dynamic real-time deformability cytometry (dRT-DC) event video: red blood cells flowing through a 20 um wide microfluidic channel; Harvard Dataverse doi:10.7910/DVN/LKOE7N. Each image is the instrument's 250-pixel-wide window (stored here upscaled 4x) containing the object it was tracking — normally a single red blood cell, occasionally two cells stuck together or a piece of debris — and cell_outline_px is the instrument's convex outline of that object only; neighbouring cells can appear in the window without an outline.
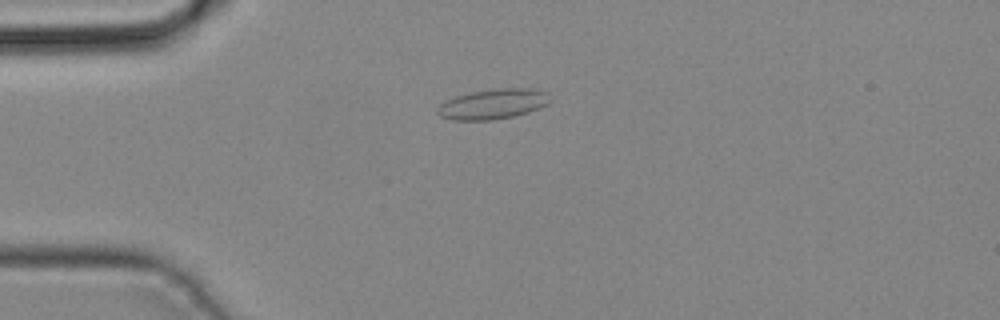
{"species": "common noctule bat (a hibernating species)", "species_latin": "Nyctalus noctula", "temperature_condition": "cold", "stored_images_in_passage": 35, "camera_frame_rate_fps": 3000, "um_per_image_px": 0.085, "animal": {"sex": "male", "body_mass_g": 19.2, "forearm_length_mm": 51.8}, "frame": {"image": 1, "passage_image": 3, "time_ms": 0.667, "image_size_px": [1000, 320], "cell_outline_px": [[552, 100], [548, 104], [528, 112], [512, 116], [492, 120], [452, 120], [440, 116], [436, 112], [436, 108], [444, 100], [456, 96], [472, 92], [500, 88], [536, 88], [548, 92]], "centroid_in_image_um": [41.92, 8.83], "position_along_channel_um": 43.1, "area_um2": 19.94}}
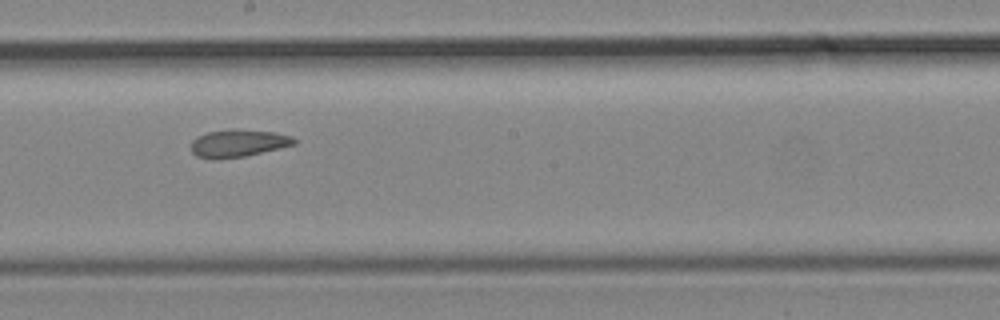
{"frame": {"image": 2, "passage_image": 16, "time_ms": 5.0, "image_size_px": [1000, 320], "cell_outline_px": [[296, 144], [244, 156], [212, 160], [196, 156], [192, 152], [192, 140], [196, 136], [208, 132], [232, 128], [272, 132], [292, 136], [296, 140]], "centroid_in_image_um": [20.2, 12.17], "position_along_channel_um": 228.0, "area_um2": 16.53}}
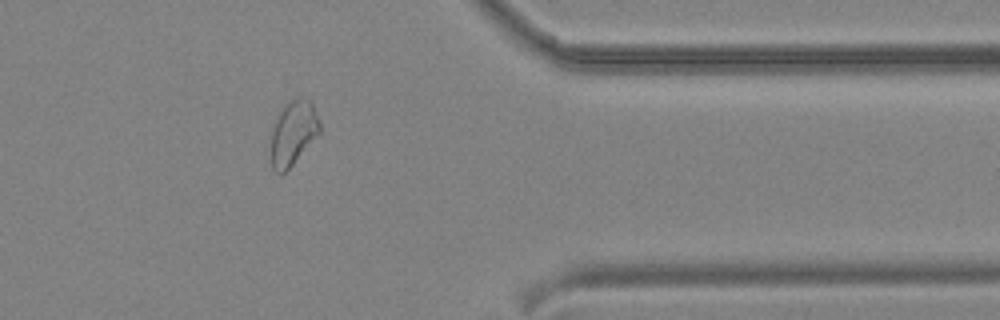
{"frame": {"image": 3, "passage_image": 27, "time_ms": 8.667, "image_size_px": [1000, 320], "cell_outline_px": [[320, 132], [292, 164], [280, 176], [272, 168], [272, 128], [280, 108], [284, 104], [300, 96], [308, 100], [312, 104], [316, 112], [320, 124]], "centroid_in_image_um": [24.91, 11.27], "position_along_channel_um": 386.5, "area_um2": 18.03}}